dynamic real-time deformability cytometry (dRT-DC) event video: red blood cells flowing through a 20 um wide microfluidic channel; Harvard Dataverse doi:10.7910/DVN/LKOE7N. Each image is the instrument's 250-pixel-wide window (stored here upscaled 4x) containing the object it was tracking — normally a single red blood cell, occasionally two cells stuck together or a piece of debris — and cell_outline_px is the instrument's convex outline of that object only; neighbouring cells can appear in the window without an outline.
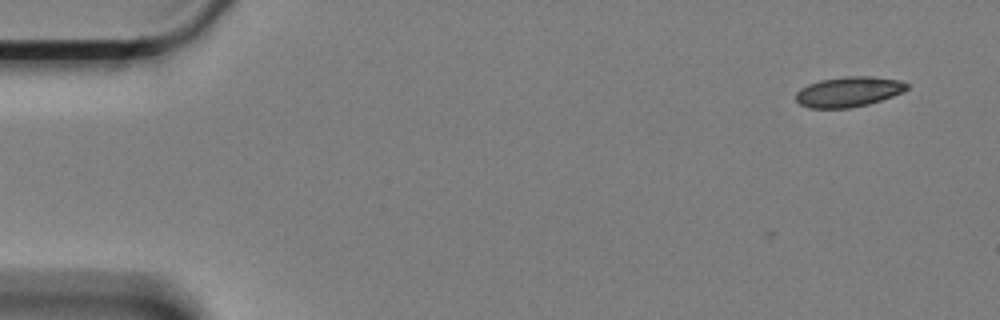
{"species": "Egyptian fruit bat (a non-hibernating species)", "species_latin": "Rousettus aegyptiacus", "temperature_condition": "cold", "stored_images_in_passage": 14, "camera_frame_rate_fps": 3000, "um_per_image_px": 0.085, "animal": {"sex": "female"}, "frame": {"image": 1, "passage_image": 1, "time_ms": 0.0, "image_size_px": [1000, 320], "cell_outline_px": [[908, 88], [904, 92], [868, 104], [848, 108], [808, 108], [800, 104], [796, 100], [796, 92], [800, 88], [808, 84], [820, 80], [844, 76], [872, 76], [900, 80], [908, 84]], "centroid_in_image_um": [72.12, 7.79], "position_along_channel_um": 12.9, "area_um2": 19.59}}
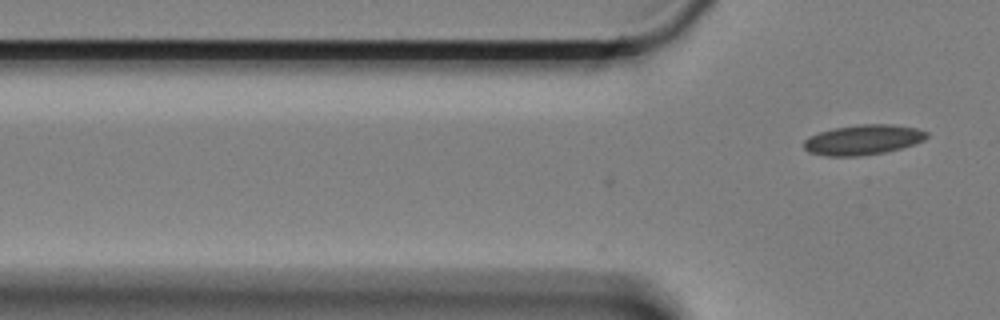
{"frame": {"image": 2, "passage_image": 14, "time_ms": 4.333, "image_size_px": [1000, 320], "cell_outline_px": [[928, 136], [924, 140], [900, 148], [884, 152], [856, 156], [824, 156], [808, 152], [804, 148], [804, 140], [820, 132], [836, 128], [860, 124], [892, 124], [916, 128], [928, 132]], "centroid_in_image_um": [73.36, 11.88], "position_along_channel_um": 52.4, "area_um2": 21.27}}